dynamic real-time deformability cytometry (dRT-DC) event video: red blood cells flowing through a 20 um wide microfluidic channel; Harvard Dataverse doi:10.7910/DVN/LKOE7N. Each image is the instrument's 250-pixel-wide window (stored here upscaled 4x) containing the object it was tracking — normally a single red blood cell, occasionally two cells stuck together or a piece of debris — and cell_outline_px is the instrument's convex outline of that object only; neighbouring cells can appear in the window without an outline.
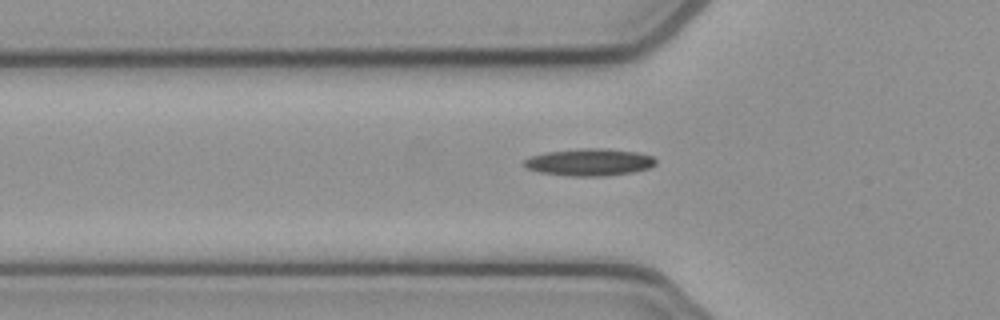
{"species": "common noctule bat (a hibernating species)", "species_latin": "Nyctalus noctula", "temperature_condition": "cold", "stored_images_in_passage": 37, "camera_frame_rate_fps": 3000, "um_per_image_px": 0.085, "animal": {"sex": "female", "body_mass_g": 21.9}, "frame": {"image": 1, "passage_image": 8, "time_ms": 2.333, "image_size_px": [1000, 320], "cell_outline_px": [[656, 164], [648, 168], [632, 172], [604, 176], [572, 176], [540, 172], [524, 168], [520, 164], [524, 160], [532, 156], [544, 152], [580, 148], [604, 148], [636, 152], [652, 156], [656, 160]], "centroid_in_image_um": [50.05, 13.78], "position_along_channel_um": 75.8, "area_um2": 20.92}}
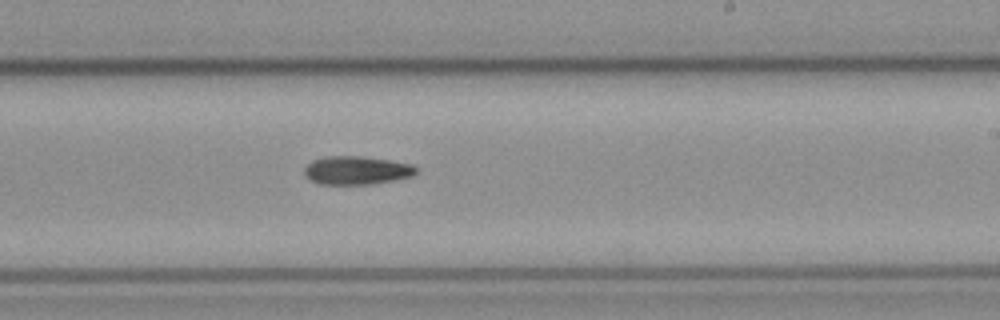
{"frame": {"image": 2, "passage_image": 22, "time_ms": 7.0, "image_size_px": [1000, 320], "cell_outline_px": [[416, 172], [412, 176], [372, 184], [320, 184], [304, 176], [304, 168], [312, 160], [324, 156], [364, 156], [412, 164], [416, 168]], "centroid_in_image_um": [30.27, 14.47], "position_along_channel_um": 258.7, "area_um2": 18.44}}
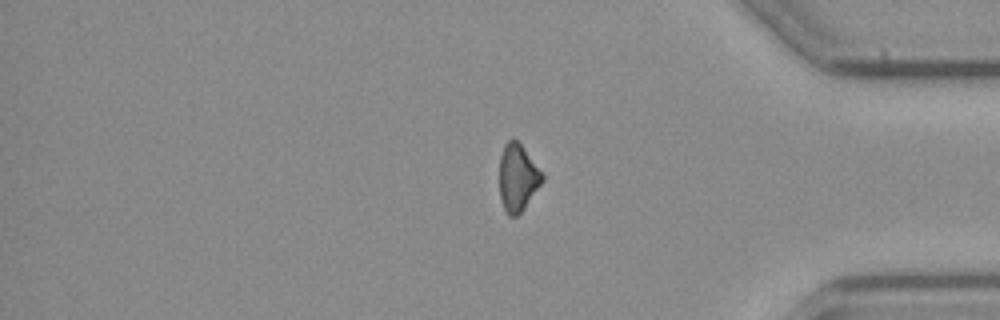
{"frame": {"image": 3, "passage_image": 34, "time_ms": 11.0, "image_size_px": [1000, 320], "cell_outline_px": [[544, 180], [524, 208], [516, 216], [508, 216], [500, 200], [500, 156], [504, 144], [508, 140], [516, 140], [520, 144], [544, 172]], "centroid_in_image_um": [44.02, 15.1], "position_along_channel_um": 391.2, "area_um2": 16.76}}